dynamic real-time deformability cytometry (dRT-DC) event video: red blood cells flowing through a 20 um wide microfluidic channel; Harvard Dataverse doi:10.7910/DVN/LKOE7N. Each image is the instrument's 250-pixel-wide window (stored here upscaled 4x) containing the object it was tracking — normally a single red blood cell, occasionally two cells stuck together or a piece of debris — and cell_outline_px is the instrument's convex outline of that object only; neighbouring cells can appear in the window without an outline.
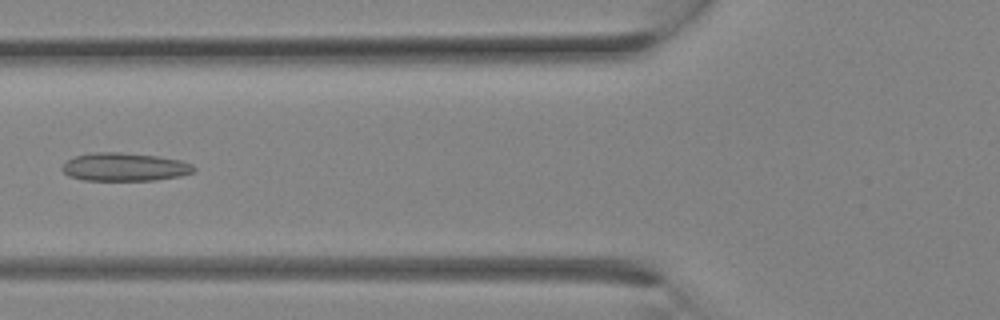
{"species": "Egyptian fruit bat (a non-hibernating species)", "species_latin": "Rousettus aegyptiacus", "temperature_condition": "room temperature", "stored_images_in_passage": 10, "camera_frame_rate_fps": 3000, "um_per_image_px": 0.085, "animal": {"sex": "female"}, "frame": {"image": 1, "passage_image": 9, "time_ms": 2.667, "image_size_px": [1000, 320], "cell_outline_px": [[196, 168], [192, 172], [180, 176], [156, 180], [84, 180], [68, 176], [60, 168], [68, 160], [76, 156], [92, 152], [120, 152], [156, 156], [180, 160], [192, 164]], "centroid_in_image_um": [10.58, 14.19], "position_along_channel_um": 115.2, "area_um2": 21.56}}